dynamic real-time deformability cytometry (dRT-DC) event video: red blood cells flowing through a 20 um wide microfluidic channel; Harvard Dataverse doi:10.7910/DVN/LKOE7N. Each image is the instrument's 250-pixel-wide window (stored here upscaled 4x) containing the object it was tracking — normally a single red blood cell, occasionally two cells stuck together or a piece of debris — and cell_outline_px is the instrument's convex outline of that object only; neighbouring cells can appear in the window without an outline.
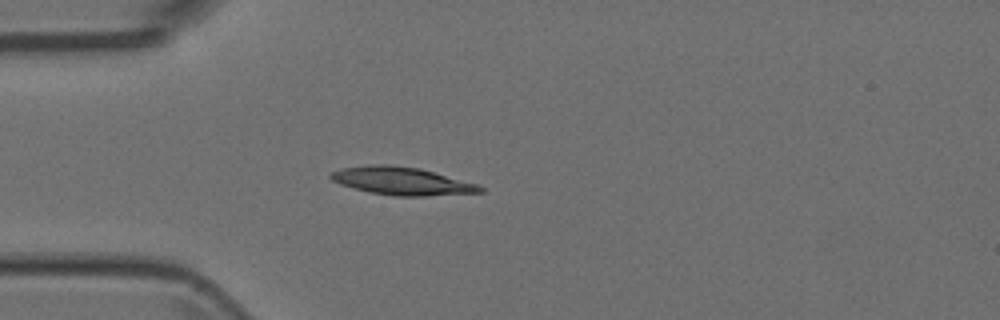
{"species": "Egyptian fruit bat (a non-hibernating species)", "species_latin": "Rousettus aegyptiacus", "temperature_condition": "room temperature", "stored_images_in_passage": 4, "camera_frame_rate_fps": 3000, "um_per_image_px": 0.085, "animal": {"sex": "female"}, "frame": {"image": 1, "passage_image": 4, "time_ms": 1.0, "image_size_px": [1000, 320], "cell_outline_px": [[484, 192], [424, 196], [392, 196], [368, 192], [340, 184], [332, 180], [328, 176], [332, 172], [340, 168], [372, 164], [388, 164], [420, 168], [476, 184], [484, 188]], "centroid_in_image_um": [34.11, 15.38], "position_along_channel_um": 50.9, "area_um2": 24.22}}